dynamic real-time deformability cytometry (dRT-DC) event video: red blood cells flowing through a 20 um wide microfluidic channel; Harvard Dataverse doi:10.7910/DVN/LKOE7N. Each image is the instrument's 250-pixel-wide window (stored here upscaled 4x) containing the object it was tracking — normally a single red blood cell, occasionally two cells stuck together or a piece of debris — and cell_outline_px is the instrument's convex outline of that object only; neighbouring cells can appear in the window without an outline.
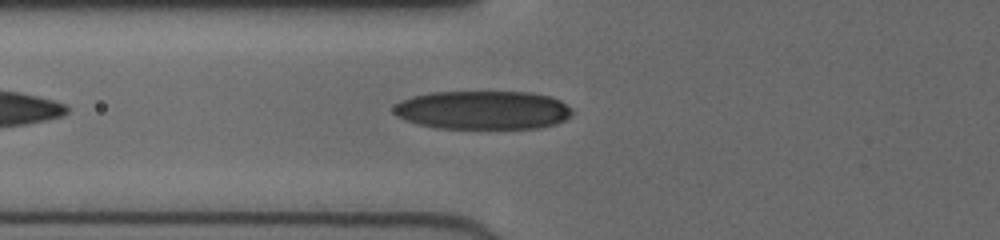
{"species": "human", "species_latin": "Homo sapiens", "temperature_condition": "cold", "stored_images_in_passage": 36, "camera_frame_rate_fps": 3000, "um_per_image_px": 0.085, "donor": {"sex": "female"}, "frame": {"image": 1, "passage_image": 5, "time_ms": 1.333, "image_size_px": [1000, 240], "cell_outline_px": [[572, 116], [556, 124], [540, 128], [436, 128], [416, 124], [396, 116], [392, 112], [392, 108], [396, 104], [412, 96], [432, 92], [528, 92], [548, 96], [560, 100], [572, 108]], "centroid_in_image_um": [41.04, 9.36], "position_along_channel_um": 84.8, "area_um2": 40.34}}
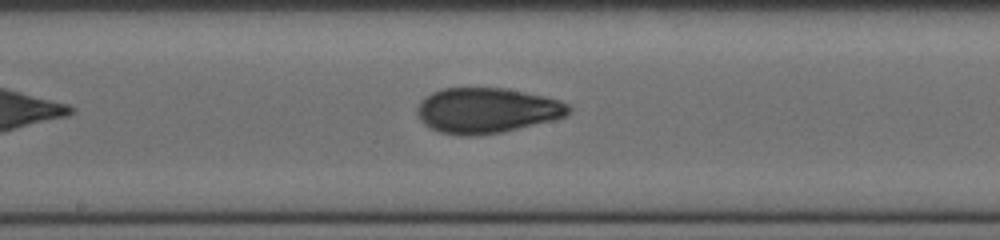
{"frame": {"image": 2, "passage_image": 14, "time_ms": 4.333, "image_size_px": [1000, 240], "cell_outline_px": [[572, 108], [564, 116], [552, 120], [504, 132], [480, 136], [460, 136], [440, 132], [424, 124], [420, 120], [416, 112], [416, 108], [420, 100], [432, 92], [444, 88], [504, 88], [560, 100], [568, 104]], "centroid_in_image_um": [41.33, 9.4], "position_along_channel_um": 206.9, "area_um2": 40.06}}
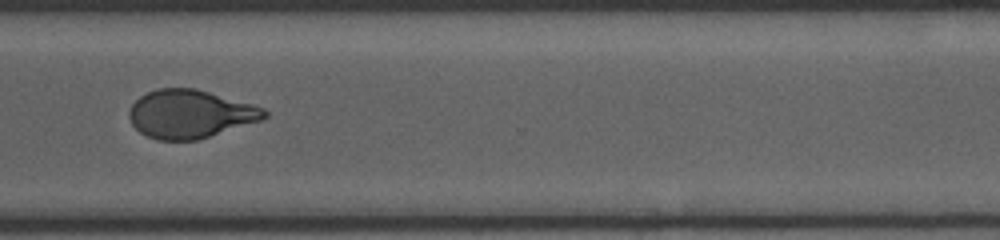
{"frame": {"image": 3, "passage_image": 25, "time_ms": 8.0, "image_size_px": [1000, 240], "cell_outline_px": [[268, 116], [260, 120], [196, 140], [156, 140], [140, 132], [132, 124], [128, 116], [128, 112], [132, 104], [140, 96], [156, 88], [196, 88], [252, 104], [264, 108], [268, 112]], "centroid_in_image_um": [16.13, 9.68], "position_along_channel_um": 354.5, "area_um2": 37.8}, "authors_computed_cell_mechanics": {"area_um2": 38.7549, "velocity_mm_per_s": 4.0361, "shape_relaxation_time_tau1_ms": 4.3325, "shape_relaxation_time_tau2_ms": 1.0223, "deformation_change_tau1": 0.1536, "deformation_change_tau2": 0.0628}}